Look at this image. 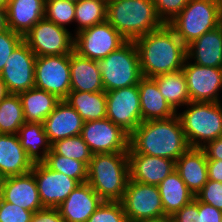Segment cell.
Masks as SVG:
<instances>
[{
    "instance_id": "49",
    "label": "cell",
    "mask_w": 222,
    "mask_h": 222,
    "mask_svg": "<svg viewBox=\"0 0 222 222\" xmlns=\"http://www.w3.org/2000/svg\"><path fill=\"white\" fill-rule=\"evenodd\" d=\"M137 222H170V217L164 216V217L158 218V219L141 220V221H137Z\"/></svg>"
},
{
    "instance_id": "43",
    "label": "cell",
    "mask_w": 222,
    "mask_h": 222,
    "mask_svg": "<svg viewBox=\"0 0 222 222\" xmlns=\"http://www.w3.org/2000/svg\"><path fill=\"white\" fill-rule=\"evenodd\" d=\"M222 211L199 201V222H221Z\"/></svg>"
},
{
    "instance_id": "39",
    "label": "cell",
    "mask_w": 222,
    "mask_h": 222,
    "mask_svg": "<svg viewBox=\"0 0 222 222\" xmlns=\"http://www.w3.org/2000/svg\"><path fill=\"white\" fill-rule=\"evenodd\" d=\"M33 213L0 198V222H31Z\"/></svg>"
},
{
    "instance_id": "18",
    "label": "cell",
    "mask_w": 222,
    "mask_h": 222,
    "mask_svg": "<svg viewBox=\"0 0 222 222\" xmlns=\"http://www.w3.org/2000/svg\"><path fill=\"white\" fill-rule=\"evenodd\" d=\"M129 179L144 184L159 185L175 170L172 159L144 154H136L128 150Z\"/></svg>"
},
{
    "instance_id": "15",
    "label": "cell",
    "mask_w": 222,
    "mask_h": 222,
    "mask_svg": "<svg viewBox=\"0 0 222 222\" xmlns=\"http://www.w3.org/2000/svg\"><path fill=\"white\" fill-rule=\"evenodd\" d=\"M182 71L185 75L190 102H221L222 68L206 67L188 62Z\"/></svg>"
},
{
    "instance_id": "51",
    "label": "cell",
    "mask_w": 222,
    "mask_h": 222,
    "mask_svg": "<svg viewBox=\"0 0 222 222\" xmlns=\"http://www.w3.org/2000/svg\"><path fill=\"white\" fill-rule=\"evenodd\" d=\"M218 6H219L220 14H221V17H222V0H218Z\"/></svg>"
},
{
    "instance_id": "5",
    "label": "cell",
    "mask_w": 222,
    "mask_h": 222,
    "mask_svg": "<svg viewBox=\"0 0 222 222\" xmlns=\"http://www.w3.org/2000/svg\"><path fill=\"white\" fill-rule=\"evenodd\" d=\"M186 106L176 114L191 148H202L222 136L221 102H189Z\"/></svg>"
},
{
    "instance_id": "2",
    "label": "cell",
    "mask_w": 222,
    "mask_h": 222,
    "mask_svg": "<svg viewBox=\"0 0 222 222\" xmlns=\"http://www.w3.org/2000/svg\"><path fill=\"white\" fill-rule=\"evenodd\" d=\"M129 148L136 154L176 161L190 146L176 114L168 119L143 121L130 134Z\"/></svg>"
},
{
    "instance_id": "53",
    "label": "cell",
    "mask_w": 222,
    "mask_h": 222,
    "mask_svg": "<svg viewBox=\"0 0 222 222\" xmlns=\"http://www.w3.org/2000/svg\"><path fill=\"white\" fill-rule=\"evenodd\" d=\"M45 1H51V0H45ZM67 1L78 2L79 0H67Z\"/></svg>"
},
{
    "instance_id": "22",
    "label": "cell",
    "mask_w": 222,
    "mask_h": 222,
    "mask_svg": "<svg viewBox=\"0 0 222 222\" xmlns=\"http://www.w3.org/2000/svg\"><path fill=\"white\" fill-rule=\"evenodd\" d=\"M187 59L194 64L222 68V24L186 46Z\"/></svg>"
},
{
    "instance_id": "33",
    "label": "cell",
    "mask_w": 222,
    "mask_h": 222,
    "mask_svg": "<svg viewBox=\"0 0 222 222\" xmlns=\"http://www.w3.org/2000/svg\"><path fill=\"white\" fill-rule=\"evenodd\" d=\"M107 0H79L75 2L76 33L106 21Z\"/></svg>"
},
{
    "instance_id": "3",
    "label": "cell",
    "mask_w": 222,
    "mask_h": 222,
    "mask_svg": "<svg viewBox=\"0 0 222 222\" xmlns=\"http://www.w3.org/2000/svg\"><path fill=\"white\" fill-rule=\"evenodd\" d=\"M106 21L127 41H134L164 25L153 0H107Z\"/></svg>"
},
{
    "instance_id": "26",
    "label": "cell",
    "mask_w": 222,
    "mask_h": 222,
    "mask_svg": "<svg viewBox=\"0 0 222 222\" xmlns=\"http://www.w3.org/2000/svg\"><path fill=\"white\" fill-rule=\"evenodd\" d=\"M71 91H104L101 72L96 60L70 53Z\"/></svg>"
},
{
    "instance_id": "52",
    "label": "cell",
    "mask_w": 222,
    "mask_h": 222,
    "mask_svg": "<svg viewBox=\"0 0 222 222\" xmlns=\"http://www.w3.org/2000/svg\"><path fill=\"white\" fill-rule=\"evenodd\" d=\"M2 180H3V177L0 175V191H1Z\"/></svg>"
},
{
    "instance_id": "41",
    "label": "cell",
    "mask_w": 222,
    "mask_h": 222,
    "mask_svg": "<svg viewBox=\"0 0 222 222\" xmlns=\"http://www.w3.org/2000/svg\"><path fill=\"white\" fill-rule=\"evenodd\" d=\"M195 197L200 202L210 204L222 211V182L208 179Z\"/></svg>"
},
{
    "instance_id": "24",
    "label": "cell",
    "mask_w": 222,
    "mask_h": 222,
    "mask_svg": "<svg viewBox=\"0 0 222 222\" xmlns=\"http://www.w3.org/2000/svg\"><path fill=\"white\" fill-rule=\"evenodd\" d=\"M6 12L8 28L24 36L45 17V0H9Z\"/></svg>"
},
{
    "instance_id": "30",
    "label": "cell",
    "mask_w": 222,
    "mask_h": 222,
    "mask_svg": "<svg viewBox=\"0 0 222 222\" xmlns=\"http://www.w3.org/2000/svg\"><path fill=\"white\" fill-rule=\"evenodd\" d=\"M82 117L83 121L101 120L106 118V92L70 91L64 99Z\"/></svg>"
},
{
    "instance_id": "27",
    "label": "cell",
    "mask_w": 222,
    "mask_h": 222,
    "mask_svg": "<svg viewBox=\"0 0 222 222\" xmlns=\"http://www.w3.org/2000/svg\"><path fill=\"white\" fill-rule=\"evenodd\" d=\"M18 95L22 102L25 122L43 123L61 101L56 95L36 87Z\"/></svg>"
},
{
    "instance_id": "1",
    "label": "cell",
    "mask_w": 222,
    "mask_h": 222,
    "mask_svg": "<svg viewBox=\"0 0 222 222\" xmlns=\"http://www.w3.org/2000/svg\"><path fill=\"white\" fill-rule=\"evenodd\" d=\"M134 43L143 77L181 70L187 58L186 46L168 24L137 38Z\"/></svg>"
},
{
    "instance_id": "38",
    "label": "cell",
    "mask_w": 222,
    "mask_h": 222,
    "mask_svg": "<svg viewBox=\"0 0 222 222\" xmlns=\"http://www.w3.org/2000/svg\"><path fill=\"white\" fill-rule=\"evenodd\" d=\"M157 15L164 24L172 21L189 3V0H153Z\"/></svg>"
},
{
    "instance_id": "4",
    "label": "cell",
    "mask_w": 222,
    "mask_h": 222,
    "mask_svg": "<svg viewBox=\"0 0 222 222\" xmlns=\"http://www.w3.org/2000/svg\"><path fill=\"white\" fill-rule=\"evenodd\" d=\"M128 180V152L93 154L87 183L104 201H121Z\"/></svg>"
},
{
    "instance_id": "14",
    "label": "cell",
    "mask_w": 222,
    "mask_h": 222,
    "mask_svg": "<svg viewBox=\"0 0 222 222\" xmlns=\"http://www.w3.org/2000/svg\"><path fill=\"white\" fill-rule=\"evenodd\" d=\"M36 57L24 41L14 49L0 73L10 94H19L35 87Z\"/></svg>"
},
{
    "instance_id": "21",
    "label": "cell",
    "mask_w": 222,
    "mask_h": 222,
    "mask_svg": "<svg viewBox=\"0 0 222 222\" xmlns=\"http://www.w3.org/2000/svg\"><path fill=\"white\" fill-rule=\"evenodd\" d=\"M33 162L27 157L17 134L0 133V175L3 178L32 171Z\"/></svg>"
},
{
    "instance_id": "29",
    "label": "cell",
    "mask_w": 222,
    "mask_h": 222,
    "mask_svg": "<svg viewBox=\"0 0 222 222\" xmlns=\"http://www.w3.org/2000/svg\"><path fill=\"white\" fill-rule=\"evenodd\" d=\"M17 135L27 157L33 164L43 163L46 160L52 144L44 131L43 123L25 122Z\"/></svg>"
},
{
    "instance_id": "23",
    "label": "cell",
    "mask_w": 222,
    "mask_h": 222,
    "mask_svg": "<svg viewBox=\"0 0 222 222\" xmlns=\"http://www.w3.org/2000/svg\"><path fill=\"white\" fill-rule=\"evenodd\" d=\"M175 170L196 195L208 181L207 156L202 148H189L175 161Z\"/></svg>"
},
{
    "instance_id": "28",
    "label": "cell",
    "mask_w": 222,
    "mask_h": 222,
    "mask_svg": "<svg viewBox=\"0 0 222 222\" xmlns=\"http://www.w3.org/2000/svg\"><path fill=\"white\" fill-rule=\"evenodd\" d=\"M165 216L171 217L189 204L195 195L188 189L179 173L174 170L159 185Z\"/></svg>"
},
{
    "instance_id": "35",
    "label": "cell",
    "mask_w": 222,
    "mask_h": 222,
    "mask_svg": "<svg viewBox=\"0 0 222 222\" xmlns=\"http://www.w3.org/2000/svg\"><path fill=\"white\" fill-rule=\"evenodd\" d=\"M51 149L56 154L81 161L87 166L93 156L81 135L57 140L52 143Z\"/></svg>"
},
{
    "instance_id": "32",
    "label": "cell",
    "mask_w": 222,
    "mask_h": 222,
    "mask_svg": "<svg viewBox=\"0 0 222 222\" xmlns=\"http://www.w3.org/2000/svg\"><path fill=\"white\" fill-rule=\"evenodd\" d=\"M25 123L22 102L18 94H9L0 102V133L18 134Z\"/></svg>"
},
{
    "instance_id": "10",
    "label": "cell",
    "mask_w": 222,
    "mask_h": 222,
    "mask_svg": "<svg viewBox=\"0 0 222 222\" xmlns=\"http://www.w3.org/2000/svg\"><path fill=\"white\" fill-rule=\"evenodd\" d=\"M74 34V52L96 61L107 57L127 41L107 21Z\"/></svg>"
},
{
    "instance_id": "31",
    "label": "cell",
    "mask_w": 222,
    "mask_h": 222,
    "mask_svg": "<svg viewBox=\"0 0 222 222\" xmlns=\"http://www.w3.org/2000/svg\"><path fill=\"white\" fill-rule=\"evenodd\" d=\"M168 104L177 112L180 106L190 102L185 75L181 70L153 77Z\"/></svg>"
},
{
    "instance_id": "6",
    "label": "cell",
    "mask_w": 222,
    "mask_h": 222,
    "mask_svg": "<svg viewBox=\"0 0 222 222\" xmlns=\"http://www.w3.org/2000/svg\"><path fill=\"white\" fill-rule=\"evenodd\" d=\"M97 63L105 92L138 85L143 77L134 41H126Z\"/></svg>"
},
{
    "instance_id": "48",
    "label": "cell",
    "mask_w": 222,
    "mask_h": 222,
    "mask_svg": "<svg viewBox=\"0 0 222 222\" xmlns=\"http://www.w3.org/2000/svg\"><path fill=\"white\" fill-rule=\"evenodd\" d=\"M6 83L0 77V102L9 95Z\"/></svg>"
},
{
    "instance_id": "8",
    "label": "cell",
    "mask_w": 222,
    "mask_h": 222,
    "mask_svg": "<svg viewBox=\"0 0 222 222\" xmlns=\"http://www.w3.org/2000/svg\"><path fill=\"white\" fill-rule=\"evenodd\" d=\"M23 41L36 56L64 55L74 51L72 33L45 17L23 36Z\"/></svg>"
},
{
    "instance_id": "11",
    "label": "cell",
    "mask_w": 222,
    "mask_h": 222,
    "mask_svg": "<svg viewBox=\"0 0 222 222\" xmlns=\"http://www.w3.org/2000/svg\"><path fill=\"white\" fill-rule=\"evenodd\" d=\"M35 87L64 100L71 91L70 54L37 56Z\"/></svg>"
},
{
    "instance_id": "13",
    "label": "cell",
    "mask_w": 222,
    "mask_h": 222,
    "mask_svg": "<svg viewBox=\"0 0 222 222\" xmlns=\"http://www.w3.org/2000/svg\"><path fill=\"white\" fill-rule=\"evenodd\" d=\"M81 136L93 154L129 150L130 135L108 118L84 122Z\"/></svg>"
},
{
    "instance_id": "47",
    "label": "cell",
    "mask_w": 222,
    "mask_h": 222,
    "mask_svg": "<svg viewBox=\"0 0 222 222\" xmlns=\"http://www.w3.org/2000/svg\"><path fill=\"white\" fill-rule=\"evenodd\" d=\"M8 29L6 7H0V32Z\"/></svg>"
},
{
    "instance_id": "50",
    "label": "cell",
    "mask_w": 222,
    "mask_h": 222,
    "mask_svg": "<svg viewBox=\"0 0 222 222\" xmlns=\"http://www.w3.org/2000/svg\"><path fill=\"white\" fill-rule=\"evenodd\" d=\"M9 0H0V7H7Z\"/></svg>"
},
{
    "instance_id": "44",
    "label": "cell",
    "mask_w": 222,
    "mask_h": 222,
    "mask_svg": "<svg viewBox=\"0 0 222 222\" xmlns=\"http://www.w3.org/2000/svg\"><path fill=\"white\" fill-rule=\"evenodd\" d=\"M31 222H65L57 208H44L33 213Z\"/></svg>"
},
{
    "instance_id": "17",
    "label": "cell",
    "mask_w": 222,
    "mask_h": 222,
    "mask_svg": "<svg viewBox=\"0 0 222 222\" xmlns=\"http://www.w3.org/2000/svg\"><path fill=\"white\" fill-rule=\"evenodd\" d=\"M0 198L28 211L36 212L44 209L32 172L3 178Z\"/></svg>"
},
{
    "instance_id": "19",
    "label": "cell",
    "mask_w": 222,
    "mask_h": 222,
    "mask_svg": "<svg viewBox=\"0 0 222 222\" xmlns=\"http://www.w3.org/2000/svg\"><path fill=\"white\" fill-rule=\"evenodd\" d=\"M103 201L86 182L79 184L57 209L65 222H86Z\"/></svg>"
},
{
    "instance_id": "25",
    "label": "cell",
    "mask_w": 222,
    "mask_h": 222,
    "mask_svg": "<svg viewBox=\"0 0 222 222\" xmlns=\"http://www.w3.org/2000/svg\"><path fill=\"white\" fill-rule=\"evenodd\" d=\"M138 89L142 121L168 119L176 115L177 112L160 93L153 78L142 77Z\"/></svg>"
},
{
    "instance_id": "42",
    "label": "cell",
    "mask_w": 222,
    "mask_h": 222,
    "mask_svg": "<svg viewBox=\"0 0 222 222\" xmlns=\"http://www.w3.org/2000/svg\"><path fill=\"white\" fill-rule=\"evenodd\" d=\"M172 222H199V200L194 199L173 216H171Z\"/></svg>"
},
{
    "instance_id": "40",
    "label": "cell",
    "mask_w": 222,
    "mask_h": 222,
    "mask_svg": "<svg viewBox=\"0 0 222 222\" xmlns=\"http://www.w3.org/2000/svg\"><path fill=\"white\" fill-rule=\"evenodd\" d=\"M23 41V36L6 29L0 32V73L14 49Z\"/></svg>"
},
{
    "instance_id": "34",
    "label": "cell",
    "mask_w": 222,
    "mask_h": 222,
    "mask_svg": "<svg viewBox=\"0 0 222 222\" xmlns=\"http://www.w3.org/2000/svg\"><path fill=\"white\" fill-rule=\"evenodd\" d=\"M44 163L51 169L76 179L80 184L87 182L88 166L78 160L56 154L52 149Z\"/></svg>"
},
{
    "instance_id": "36",
    "label": "cell",
    "mask_w": 222,
    "mask_h": 222,
    "mask_svg": "<svg viewBox=\"0 0 222 222\" xmlns=\"http://www.w3.org/2000/svg\"><path fill=\"white\" fill-rule=\"evenodd\" d=\"M45 18L66 28L75 19V2L67 0L45 1Z\"/></svg>"
},
{
    "instance_id": "9",
    "label": "cell",
    "mask_w": 222,
    "mask_h": 222,
    "mask_svg": "<svg viewBox=\"0 0 222 222\" xmlns=\"http://www.w3.org/2000/svg\"><path fill=\"white\" fill-rule=\"evenodd\" d=\"M121 203L128 222L158 219L165 216L157 185L129 179Z\"/></svg>"
},
{
    "instance_id": "45",
    "label": "cell",
    "mask_w": 222,
    "mask_h": 222,
    "mask_svg": "<svg viewBox=\"0 0 222 222\" xmlns=\"http://www.w3.org/2000/svg\"><path fill=\"white\" fill-rule=\"evenodd\" d=\"M202 149L205 151L207 159L222 160V136L208 142Z\"/></svg>"
},
{
    "instance_id": "7",
    "label": "cell",
    "mask_w": 222,
    "mask_h": 222,
    "mask_svg": "<svg viewBox=\"0 0 222 222\" xmlns=\"http://www.w3.org/2000/svg\"><path fill=\"white\" fill-rule=\"evenodd\" d=\"M221 24L218 0H189L187 6L168 23L185 46Z\"/></svg>"
},
{
    "instance_id": "20",
    "label": "cell",
    "mask_w": 222,
    "mask_h": 222,
    "mask_svg": "<svg viewBox=\"0 0 222 222\" xmlns=\"http://www.w3.org/2000/svg\"><path fill=\"white\" fill-rule=\"evenodd\" d=\"M84 121L82 117L64 100H61L53 112L43 122L49 142L81 135Z\"/></svg>"
},
{
    "instance_id": "16",
    "label": "cell",
    "mask_w": 222,
    "mask_h": 222,
    "mask_svg": "<svg viewBox=\"0 0 222 222\" xmlns=\"http://www.w3.org/2000/svg\"><path fill=\"white\" fill-rule=\"evenodd\" d=\"M31 172L44 208H57L80 184L76 179L51 170L44 162L33 164Z\"/></svg>"
},
{
    "instance_id": "37",
    "label": "cell",
    "mask_w": 222,
    "mask_h": 222,
    "mask_svg": "<svg viewBox=\"0 0 222 222\" xmlns=\"http://www.w3.org/2000/svg\"><path fill=\"white\" fill-rule=\"evenodd\" d=\"M86 222H128L121 201H103Z\"/></svg>"
},
{
    "instance_id": "46",
    "label": "cell",
    "mask_w": 222,
    "mask_h": 222,
    "mask_svg": "<svg viewBox=\"0 0 222 222\" xmlns=\"http://www.w3.org/2000/svg\"><path fill=\"white\" fill-rule=\"evenodd\" d=\"M208 179L222 182V160L207 159Z\"/></svg>"
},
{
    "instance_id": "12",
    "label": "cell",
    "mask_w": 222,
    "mask_h": 222,
    "mask_svg": "<svg viewBox=\"0 0 222 222\" xmlns=\"http://www.w3.org/2000/svg\"><path fill=\"white\" fill-rule=\"evenodd\" d=\"M106 118L129 135L143 122L138 85L106 92Z\"/></svg>"
}]
</instances>
